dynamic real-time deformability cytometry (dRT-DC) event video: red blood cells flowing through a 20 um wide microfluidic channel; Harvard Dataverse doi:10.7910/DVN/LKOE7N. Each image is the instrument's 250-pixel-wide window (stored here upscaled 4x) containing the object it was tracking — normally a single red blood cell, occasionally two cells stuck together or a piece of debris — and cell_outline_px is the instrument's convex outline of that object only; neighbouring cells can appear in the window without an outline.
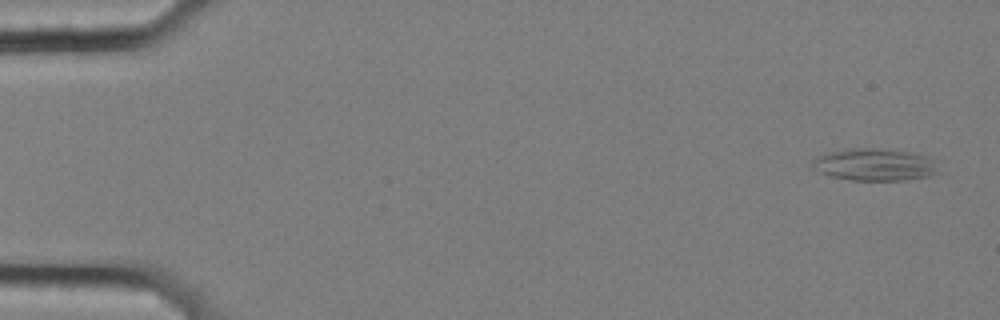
{"species": "common noctule bat (a hibernating species)", "species_latin": "Nyctalus noctula", "temperature_condition": "cold", "stored_images_in_passage": 60, "camera_frame_rate_fps": 3000, "um_per_image_px": 0.085, "animal": {"sex": "female", "body_mass_g": 25.1}, "frame": {"image": 1, "passage_image": 3, "time_ms": 0.667, "image_size_px": [1000, 320], "cell_outline_px": [[940, 172], [928, 176], [904, 180], [852, 180], [832, 176], [812, 168], [812, 160], [820, 156], [832, 152], [848, 148], [872, 148], [908, 152], [924, 156]], "centroid_in_image_um": [74.29, 14.0], "position_along_channel_um": 10.7, "area_um2": 22.89}}
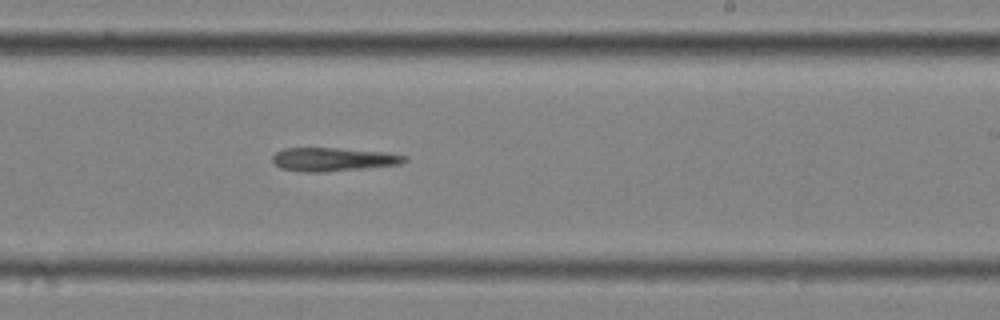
{"frame": {"image": 2, "passage_image": 37, "time_ms": 12.0, "image_size_px": [1000, 320], "cell_outline_px": [[408, 160], [400, 164], [320, 172], [304, 172], [280, 168], [272, 160], [272, 156], [276, 152], [284, 148], [340, 148], [384, 152], [408, 156]], "centroid_in_image_um": [28.3, 13.53], "position_along_channel_um": 260.7, "area_um2": 17.92}}
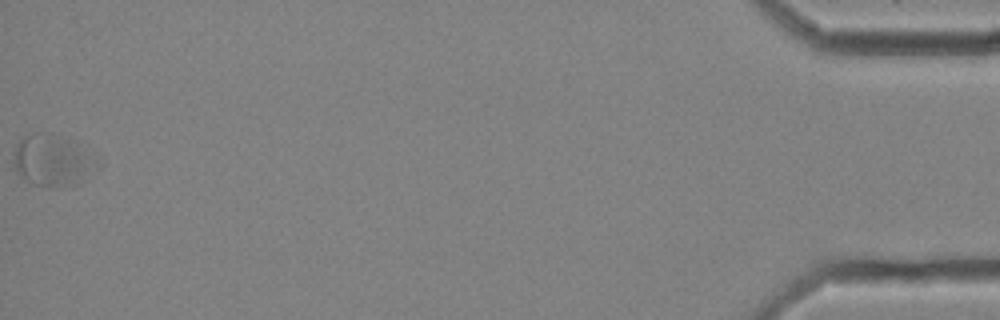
{"frame": {"image": 3, "passage_image": 60, "time_ms": 19.667, "image_size_px": [1000, 320], "cell_outline_px": [[84, 168], [72, 184], [60, 188], [44, 188], [24, 180], [16, 172], [16, 144], [24, 136], [32, 132], [52, 132], [76, 148]], "centroid_in_image_um": [4.03, 13.64], "position_along_channel_um": 431.2, "area_um2": 21.56}}